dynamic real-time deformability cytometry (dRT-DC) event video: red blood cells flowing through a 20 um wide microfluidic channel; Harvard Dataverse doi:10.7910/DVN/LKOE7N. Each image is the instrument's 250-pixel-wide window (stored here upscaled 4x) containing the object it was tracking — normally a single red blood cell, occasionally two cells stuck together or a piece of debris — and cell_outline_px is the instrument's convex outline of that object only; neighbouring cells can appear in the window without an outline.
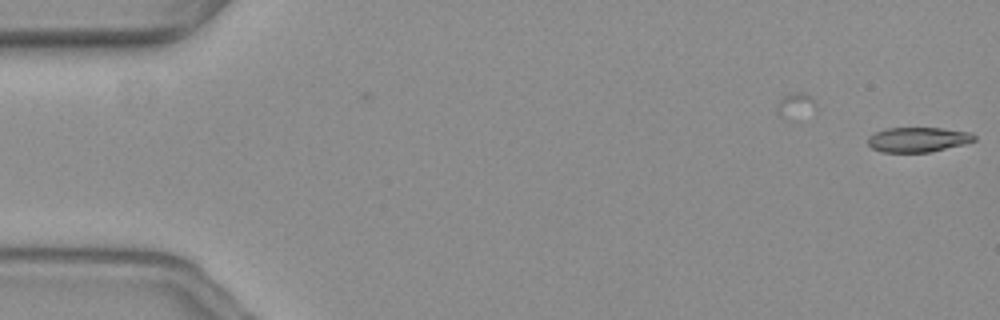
{"species": "common noctule bat (a hibernating species)", "species_latin": "Nyctalus noctula", "temperature_condition": "warm", "stored_images_in_passage": 6, "camera_frame_rate_fps": 3000, "um_per_image_px": 0.085, "animal": {"sex": "female", "body_mass_g": 19.3, "forearm_length_mm": 54.1}, "frame": {"image": 1, "passage_image": 6, "time_ms": 1.667, "image_size_px": [1000, 320], "cell_outline_px": [[976, 140], [964, 144], [928, 152], [880, 152], [872, 148], [868, 144], [868, 136], [884, 128], [940, 128], [972, 132], [976, 136]], "centroid_in_image_um": [78.02, 11.86], "position_along_channel_um": 7.0, "area_um2": 15.43}}